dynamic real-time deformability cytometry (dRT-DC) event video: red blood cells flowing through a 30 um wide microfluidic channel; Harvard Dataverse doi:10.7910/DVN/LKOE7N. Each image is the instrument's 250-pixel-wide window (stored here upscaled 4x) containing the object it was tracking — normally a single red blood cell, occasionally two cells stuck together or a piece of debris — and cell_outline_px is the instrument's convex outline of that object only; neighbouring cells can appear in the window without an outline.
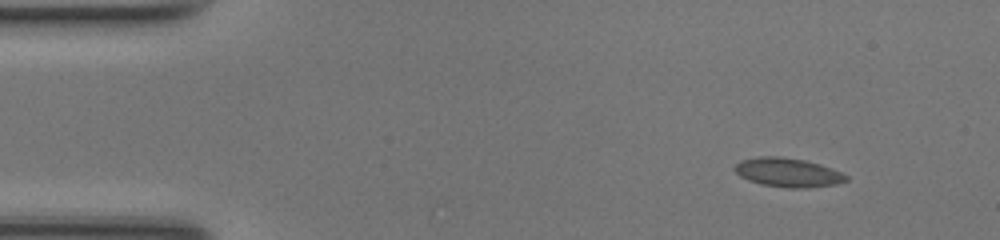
{"species": "common noctule bat (a hibernating species)", "species_latin": "Nyctalus noctula", "temperature_condition": "room temperature", "stored_images_in_passage": 47, "camera_frame_rate_fps": 3000, "um_per_image_px": 0.085, "animal": {"sex": "female", "body_mass_g": 17.0, "forearm_length_mm": 48.0}, "frame": {"image": 1, "passage_image": 4, "time_ms": 1.0, "image_size_px": [1000, 240], "cell_outline_px": [[848, 180], [836, 184], [804, 188], [788, 188], [760, 184], [748, 180], [740, 176], [732, 168], [740, 160], [760, 156], [780, 156], [804, 160], [820, 164], [832, 168], [848, 176]], "centroid_in_image_um": [66.95, 14.66], "position_along_channel_um": 18.1, "area_um2": 18.9}}
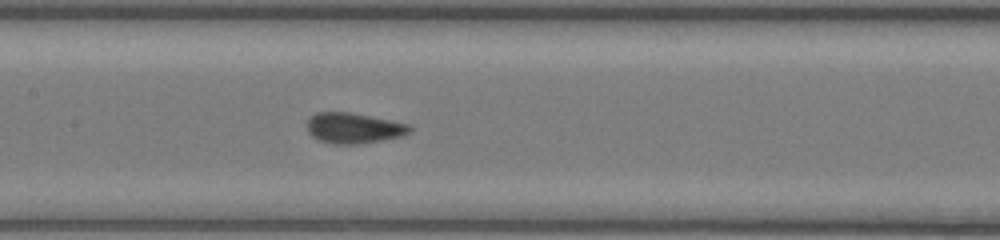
{"frame": {"image": 2, "passage_image": 22, "time_ms": 7.0, "image_size_px": [1000, 240], "cell_outline_px": [[412, 128], [408, 132], [400, 136], [380, 140], [356, 144], [336, 144], [320, 140], [312, 136], [308, 132], [308, 120], [316, 112], [348, 112], [408, 124]], "centroid_in_image_um": [30.02, 10.88], "position_along_channel_um": 177.4, "area_um2": 17.74}}
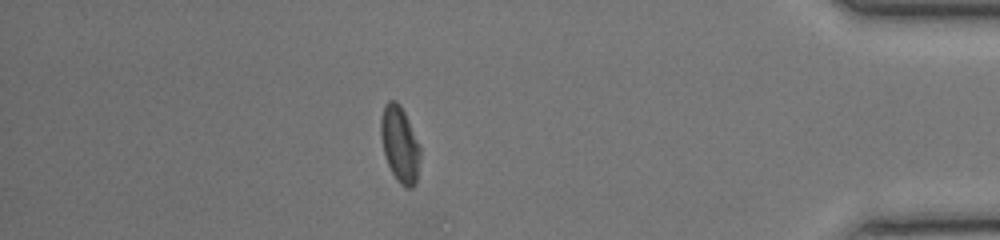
{"frame": {"image": 3, "passage_image": 41, "time_ms": 13.333, "image_size_px": [1000, 240], "cell_outline_px": [[420, 156], [416, 184], [412, 188], [408, 188], [400, 184], [392, 172], [384, 156], [380, 136], [380, 120], [384, 104], [388, 100], [396, 100], [400, 104], [408, 120], [420, 148]], "centroid_in_image_um": [33.96, 12.25], "position_along_channel_um": 401.2, "area_um2": 17.46}, "authors_computed_cell_mechanics": {"area_um2": 17.918, "velocity_mm_per_s": 4.2442, "shape_relaxation_time_tau1_ms": null, "shape_relaxation_time_tau2_ms": 0.728, "deformation_change_tau1": null, "deformation_change_tau2": 0.0365}}